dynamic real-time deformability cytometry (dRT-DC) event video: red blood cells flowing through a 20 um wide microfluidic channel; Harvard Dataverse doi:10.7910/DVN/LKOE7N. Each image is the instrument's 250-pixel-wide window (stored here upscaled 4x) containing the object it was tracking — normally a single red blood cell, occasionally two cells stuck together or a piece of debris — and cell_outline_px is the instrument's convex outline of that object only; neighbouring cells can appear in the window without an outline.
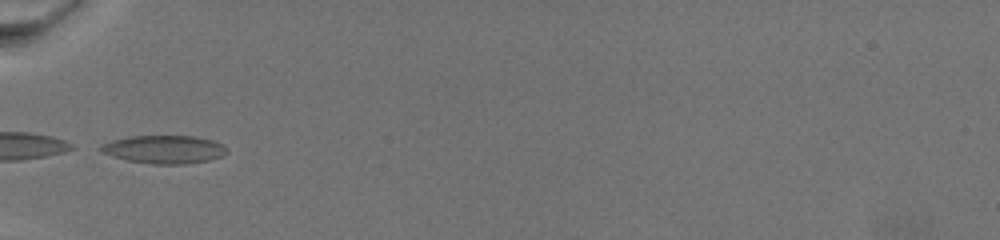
{"species": "common noctule bat (a hibernating species)", "species_latin": "Nyctalus noctula", "temperature_condition": "warm", "stored_images_in_passage": 28, "camera_frame_rate_fps": 3000, "um_per_image_px": 0.085, "animal": {"sex": "female", "body_mass_g": 19.5, "forearm_length_mm": 54.1}, "frame": {"image": 1, "passage_image": 1, "time_ms": 0.0, "image_size_px": [1000, 240], "cell_outline_px": [[228, 152], [220, 156], [208, 160], [184, 164], [152, 164], [128, 160], [112, 156], [100, 152], [100, 144], [112, 140], [128, 136], [196, 136], [212, 140], [224, 144], [228, 148]], "centroid_in_image_um": [13.95, 12.69], "position_along_channel_um": 71.0, "area_um2": 20.75}}
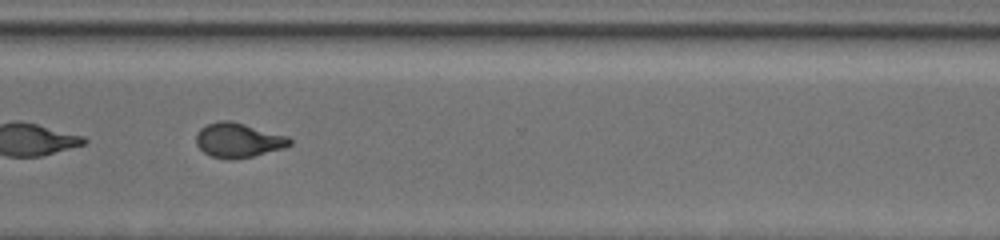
{"frame": {"image": 2, "passage_image": 16, "time_ms": 9.333, "image_size_px": [1000, 240], "cell_outline_px": [[292, 144], [284, 148], [252, 156], [232, 160], [228, 160], [212, 156], [204, 152], [196, 144], [196, 132], [200, 128], [208, 124], [220, 120], [228, 120], [244, 124], [288, 136], [292, 140]], "centroid_in_image_um": [20.24, 11.92], "position_along_channel_um": 350.4, "area_um2": 18.79}}
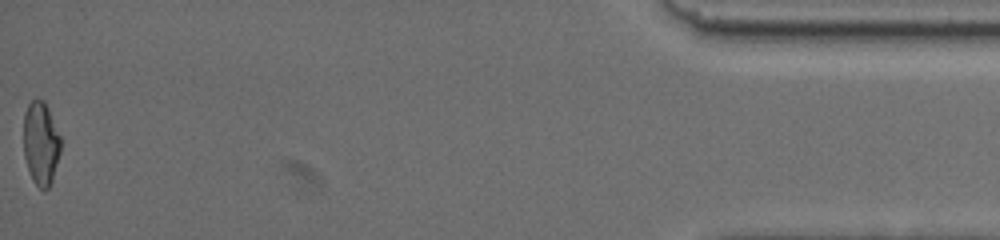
{"frame": {"image": 3, "passage_image": 28, "time_ms": 14.667, "image_size_px": [1000, 240], "cell_outline_px": [[60, 152], [52, 180], [48, 188], [44, 192], [32, 180], [24, 156], [24, 112], [28, 104], [32, 100], [44, 100], [60, 136]], "centroid_in_image_um": [3.46, 12.2], "position_along_channel_um": 431.7, "area_um2": 17.86}}